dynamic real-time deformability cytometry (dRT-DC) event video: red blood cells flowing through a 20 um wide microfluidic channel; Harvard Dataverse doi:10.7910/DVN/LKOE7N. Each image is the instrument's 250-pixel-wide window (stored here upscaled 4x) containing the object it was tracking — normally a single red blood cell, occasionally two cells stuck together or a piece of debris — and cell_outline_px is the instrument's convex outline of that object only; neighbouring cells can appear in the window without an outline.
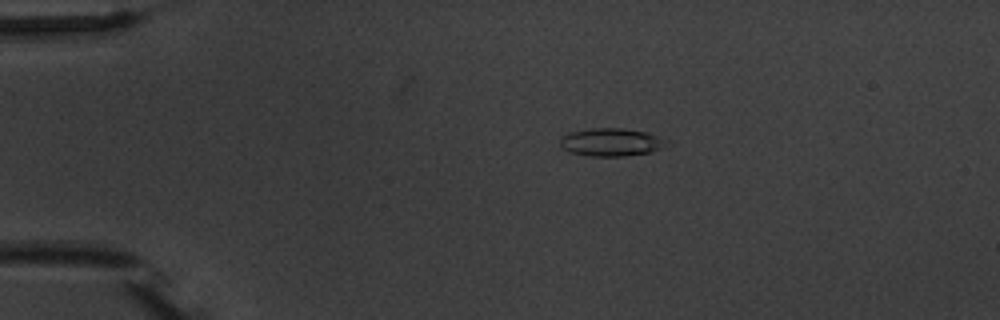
{"species": "common noctule bat (a hibernating species)", "species_latin": "Nyctalus noctula", "temperature_condition": "warm", "stored_images_in_passage": 5, "camera_frame_rate_fps": 3000, "um_per_image_px": 0.085, "animal": {"sex": "male", "body_mass_g": 20.1, "forearm_length_mm": 53.5}, "frame": {"image": 1, "passage_image": 1, "time_ms": 0.0, "image_size_px": [1000, 320], "cell_outline_px": [[668, 140], [656, 148], [648, 152], [624, 156], [592, 156], [572, 152], [564, 148], [560, 144], [560, 136], [572, 132], [592, 128], [624, 128], [644, 132]], "centroid_in_image_um": [51.87, 12.07], "position_along_channel_um": 33.1, "area_um2": 16.7}}
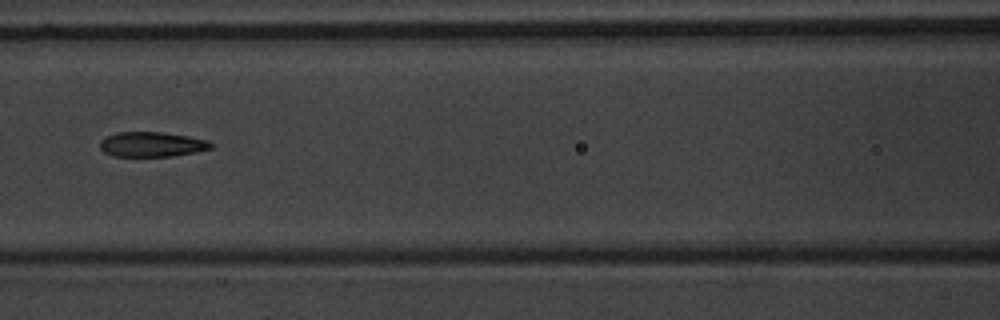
{"frame": {"image": 2, "passage_image": 5, "time_ms": 4.667, "image_size_px": [1000, 320], "cell_outline_px": [[212, 148], [196, 152], [172, 156], [112, 156], [104, 152], [100, 148], [100, 140], [104, 136], [116, 132], [160, 132], [188, 136], [208, 140], [212, 144]], "centroid_in_image_um": [12.87, 12.27], "position_along_channel_um": 153.7, "area_um2": 16.18}}